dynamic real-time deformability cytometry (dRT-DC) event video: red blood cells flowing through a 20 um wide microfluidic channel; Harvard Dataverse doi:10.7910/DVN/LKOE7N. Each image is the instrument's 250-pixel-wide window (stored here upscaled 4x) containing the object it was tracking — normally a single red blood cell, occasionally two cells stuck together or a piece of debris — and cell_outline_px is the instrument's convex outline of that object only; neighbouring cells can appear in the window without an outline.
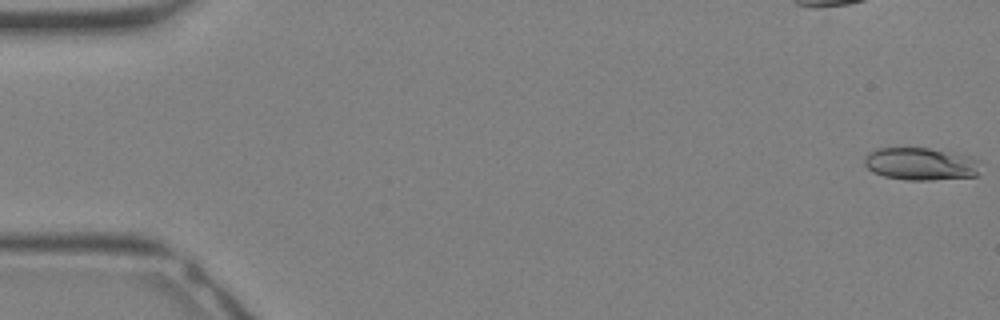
{"species": "Egyptian fruit bat (a non-hibernating species)", "species_latin": "Rousettus aegyptiacus", "temperature_condition": "warm", "stored_images_in_passage": 14, "camera_frame_rate_fps": 3000, "um_per_image_px": 0.085, "animal": {"sex": "female"}, "frame": {"image": 1, "passage_image": 1, "time_ms": 0.0, "image_size_px": [1000, 320], "cell_outline_px": [[976, 176], [928, 180], [908, 180], [884, 176], [872, 172], [864, 164], [864, 160], [868, 152], [876, 148], [928, 148], [968, 156], [976, 160]], "centroid_in_image_um": [78.15, 13.93], "position_along_channel_um": 6.8, "area_um2": 21.56}}
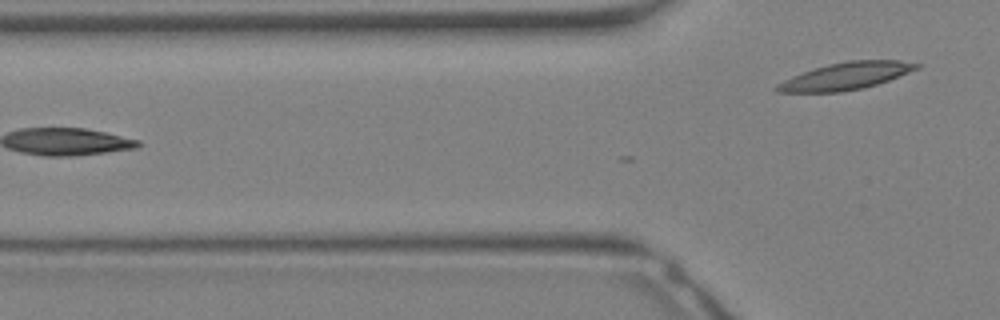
{"frame": {"image": 2, "passage_image": 14, "time_ms": 4.333, "image_size_px": [1000, 320], "cell_outline_px": [[920, 68], [888, 80], [864, 88], [840, 92], [776, 92], [772, 88], [776, 84], [792, 76], [828, 64], [852, 60], [900, 60], [920, 64]], "centroid_in_image_um": [71.88, 6.47], "position_along_channel_um": 53.9, "area_um2": 21.96}}